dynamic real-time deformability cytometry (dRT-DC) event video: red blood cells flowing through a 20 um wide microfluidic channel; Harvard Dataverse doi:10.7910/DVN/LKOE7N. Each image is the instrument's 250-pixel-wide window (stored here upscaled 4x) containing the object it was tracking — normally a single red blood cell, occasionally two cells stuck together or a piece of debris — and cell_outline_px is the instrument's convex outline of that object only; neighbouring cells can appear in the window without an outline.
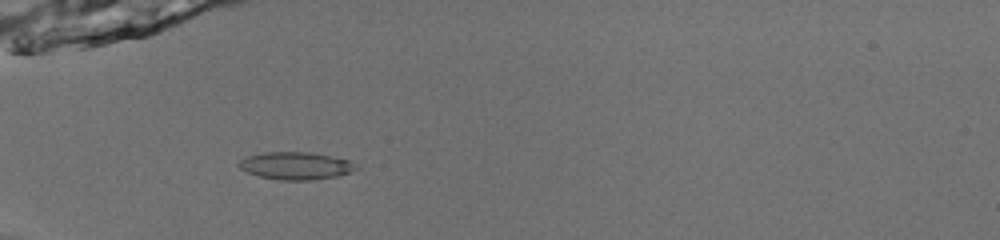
{"species": "common noctule bat (a hibernating species)", "species_latin": "Nyctalus noctula", "temperature_condition": "room temperature", "stored_images_in_passage": 36, "camera_frame_rate_fps": 3000, "um_per_image_px": 0.085, "animal": {"sex": "male", "body_mass_g": 13.0, "forearm_length_mm": 53.1}, "frame": {"image": 1, "passage_image": 2, "time_ms": 0.333, "image_size_px": [1000, 240], "cell_outline_px": [[360, 168], [352, 172], [340, 176], [312, 180], [280, 180], [256, 176], [240, 168], [236, 164], [244, 156], [264, 152], [308, 152], [348, 160], [356, 164]], "centroid_in_image_um": [25.12, 14.1], "position_along_channel_um": 59.9, "area_um2": 19.02}}
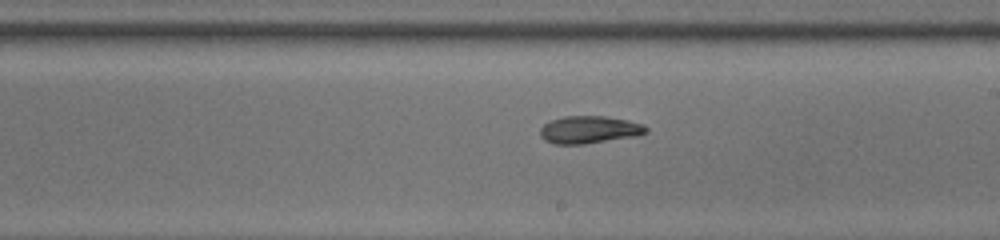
{"frame": {"image": 2, "passage_image": 16, "time_ms": 5.0, "image_size_px": [1000, 240], "cell_outline_px": [[648, 132], [636, 136], [584, 144], [552, 144], [544, 140], [540, 136], [540, 128], [544, 124], [552, 120], [564, 116], [604, 116], [628, 120], [644, 124], [648, 128]], "centroid_in_image_um": [50.09, 11.02], "position_along_channel_um": 238.9, "area_um2": 17.05}}
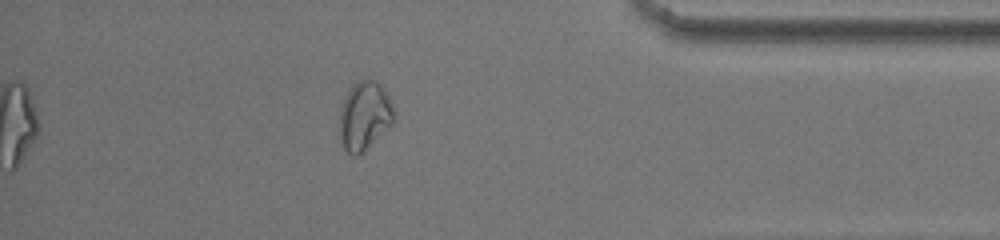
{"frame": {"image": 3, "passage_image": 30, "time_ms": 9.667, "image_size_px": [1000, 240], "cell_outline_px": [[396, 120], [388, 128], [356, 156], [352, 156], [344, 148], [340, 140], [340, 112], [344, 100], [348, 92], [356, 80], [372, 80], [380, 84], [388, 96], [396, 112]], "centroid_in_image_um": [31.0, 9.83], "position_along_channel_um": 404.2, "area_um2": 21.44}, "authors_computed_cell_mechanics": {"area_um2": 17.4267, "velocity_mm_per_s": 4.0161, "shape_relaxation_time_tau1_ms": 4.1586, "shape_relaxation_time_tau2_ms": 4.5143, "deformation_change_tau1": 0.1229, "deformation_change_tau2": 0.0759}}